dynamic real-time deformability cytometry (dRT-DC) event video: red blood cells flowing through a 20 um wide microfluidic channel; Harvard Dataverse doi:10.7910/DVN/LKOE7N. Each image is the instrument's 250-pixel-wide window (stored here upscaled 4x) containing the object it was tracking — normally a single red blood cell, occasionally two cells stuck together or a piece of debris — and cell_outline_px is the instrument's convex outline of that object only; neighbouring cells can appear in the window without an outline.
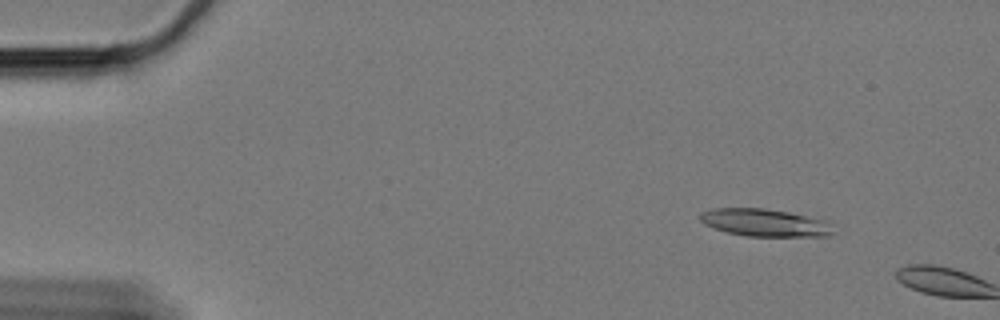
{"species": "Egyptian fruit bat (a non-hibernating species)", "species_latin": "Rousettus aegyptiacus", "temperature_condition": "cold", "stored_images_in_passage": 8, "camera_frame_rate_fps": 3000, "um_per_image_px": 0.085, "animal": {"sex": "female"}, "frame": {"image": 1, "passage_image": 6, "time_ms": 1.667, "image_size_px": [1000, 320], "cell_outline_px": [[836, 232], [832, 236], [748, 236], [728, 232], [704, 224], [700, 220], [700, 212], [712, 208], [764, 208], [788, 212], [828, 220]], "centroid_in_image_um": [65.07, 18.92], "position_along_channel_um": 19.9, "area_um2": 21.5}}